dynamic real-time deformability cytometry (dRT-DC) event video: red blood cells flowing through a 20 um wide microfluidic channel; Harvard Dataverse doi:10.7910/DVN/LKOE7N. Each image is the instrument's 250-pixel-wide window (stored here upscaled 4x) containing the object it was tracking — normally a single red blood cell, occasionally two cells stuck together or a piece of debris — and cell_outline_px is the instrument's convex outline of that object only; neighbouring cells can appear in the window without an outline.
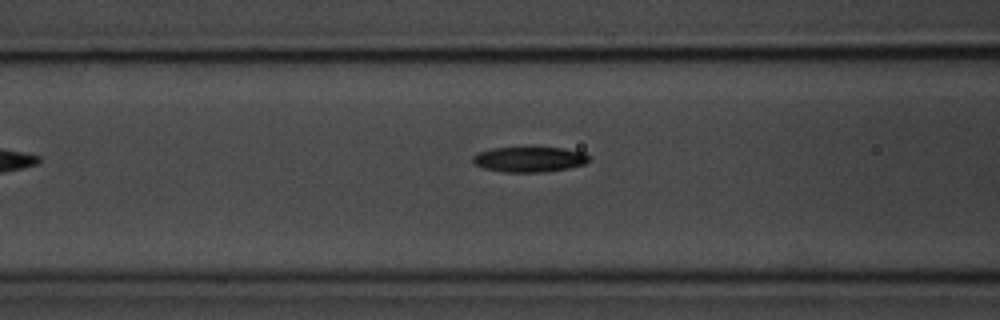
{"species": "common noctule bat (a hibernating species)", "species_latin": "Nyctalus noctula", "temperature_condition": "room temperature", "stored_images_in_passage": 6, "segment_of_instrument_passage": [2, 2], "camera_frame_rate_fps": 3000, "um_per_image_px": 0.085, "animal": {"sex": "male", "body_mass_g": 20.1, "forearm_length_mm": 53.5}, "frame": {"image": 1, "passage_image": 6, "time_ms": 6.0, "image_size_px": [1000, 320], "cell_outline_px": [[588, 160], [584, 164], [568, 168], [544, 172], [504, 172], [484, 168], [476, 164], [472, 160], [472, 156], [476, 152], [492, 148], [560, 148], [584, 152], [588, 156]], "centroid_in_image_um": [44.96, 13.55], "position_along_channel_um": 121.6, "area_um2": 16.94}}